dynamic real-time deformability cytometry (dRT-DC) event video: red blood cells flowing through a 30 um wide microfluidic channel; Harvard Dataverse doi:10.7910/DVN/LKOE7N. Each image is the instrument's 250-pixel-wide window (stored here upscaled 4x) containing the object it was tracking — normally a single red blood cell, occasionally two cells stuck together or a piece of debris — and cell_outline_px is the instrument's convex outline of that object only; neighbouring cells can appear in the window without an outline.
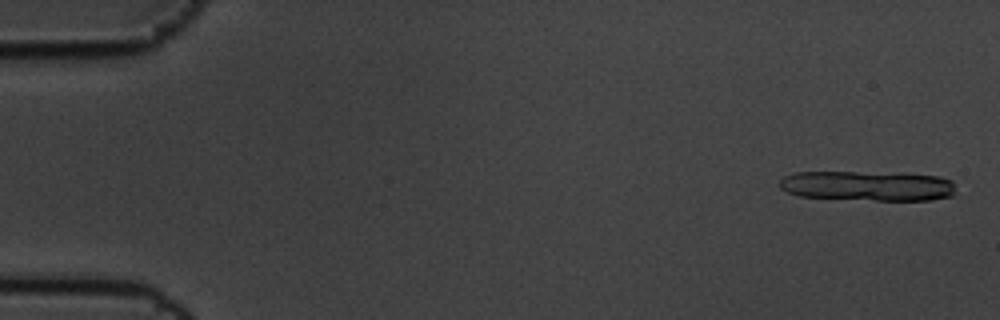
{"species": "common noctule bat (a hibernating species)", "species_latin": "Nyctalus noctula", "temperature_condition": "cold", "stored_images_in_passage": 7, "camera_frame_rate_fps": 3000, "um_per_image_px": 0.085, "animal": {"sex": "male", "body_mass_g": 19.5, "forearm_length_mm": 54.6}, "frame": {"image": 1, "passage_image": 1, "time_ms": 0.0, "image_size_px": [1000, 320], "cell_outline_px": [[956, 196], [932, 200], [876, 200], [800, 196], [788, 192], [780, 188], [780, 180], [784, 176], [796, 172], [904, 172], [936, 176], [952, 180], [956, 192]], "centroid_in_image_um": [73.84, 15.79], "position_along_channel_um": 11.2, "area_um2": 31.15}}
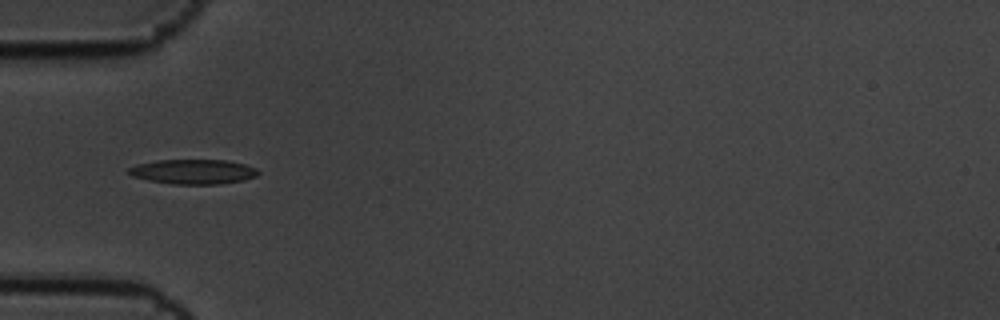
{"frame": {"image": 2, "passage_image": 6, "time_ms": 1.667, "image_size_px": [1000, 320], "cell_outline_px": [[260, 172], [256, 176], [244, 180], [220, 184], [172, 184], [148, 180], [132, 176], [128, 172], [128, 168], [136, 164], [156, 160], [228, 160], [244, 164], [256, 168]], "centroid_in_image_um": [16.42, 14.59], "position_along_channel_um": 68.6, "area_um2": 18.73}}
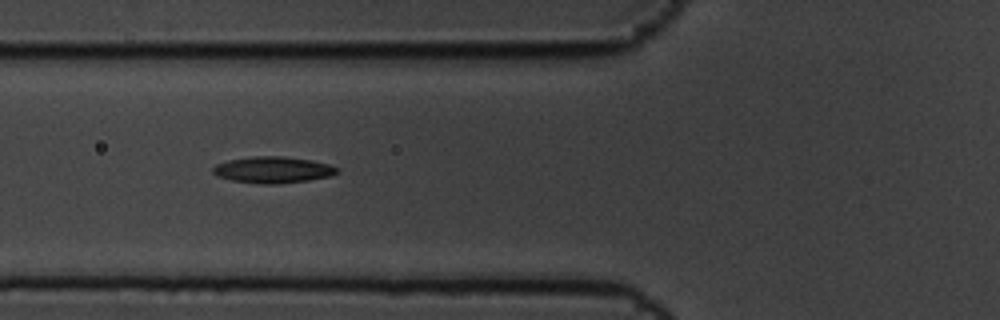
{"frame": {"image": 3, "passage_image": 7, "time_ms": 2.0, "image_size_px": [1000, 320], "cell_outline_px": [[340, 172], [332, 176], [308, 180], [276, 184], [260, 184], [232, 180], [216, 176], [212, 172], [212, 168], [216, 164], [228, 160], [252, 156], [284, 156], [312, 160], [328, 164], [340, 168]], "centroid_in_image_um": [23.22, 14.43], "position_along_channel_um": 102.6, "area_um2": 19.31}}